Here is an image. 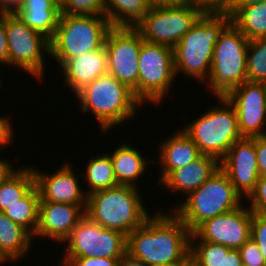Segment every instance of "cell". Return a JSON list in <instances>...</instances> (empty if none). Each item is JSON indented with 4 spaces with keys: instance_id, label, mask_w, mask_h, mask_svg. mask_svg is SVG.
<instances>
[{
    "instance_id": "obj_19",
    "label": "cell",
    "mask_w": 266,
    "mask_h": 266,
    "mask_svg": "<svg viewBox=\"0 0 266 266\" xmlns=\"http://www.w3.org/2000/svg\"><path fill=\"white\" fill-rule=\"evenodd\" d=\"M107 63L105 45L95 51L72 57L59 69L62 71L63 84L75 95L87 84L107 73Z\"/></svg>"
},
{
    "instance_id": "obj_22",
    "label": "cell",
    "mask_w": 266,
    "mask_h": 266,
    "mask_svg": "<svg viewBox=\"0 0 266 266\" xmlns=\"http://www.w3.org/2000/svg\"><path fill=\"white\" fill-rule=\"evenodd\" d=\"M120 143V145L114 147L113 152H109L117 183L139 188L140 183L138 181H141L140 179L143 178L145 173L148 174V165L155 164L154 160L147 159L143 152L141 153L139 149L130 145V142L123 141V143Z\"/></svg>"
},
{
    "instance_id": "obj_23",
    "label": "cell",
    "mask_w": 266,
    "mask_h": 266,
    "mask_svg": "<svg viewBox=\"0 0 266 266\" xmlns=\"http://www.w3.org/2000/svg\"><path fill=\"white\" fill-rule=\"evenodd\" d=\"M14 13L50 40L61 16L60 0H23Z\"/></svg>"
},
{
    "instance_id": "obj_29",
    "label": "cell",
    "mask_w": 266,
    "mask_h": 266,
    "mask_svg": "<svg viewBox=\"0 0 266 266\" xmlns=\"http://www.w3.org/2000/svg\"><path fill=\"white\" fill-rule=\"evenodd\" d=\"M39 203L40 194L35 185L21 200L3 213L34 236L39 223Z\"/></svg>"
},
{
    "instance_id": "obj_8",
    "label": "cell",
    "mask_w": 266,
    "mask_h": 266,
    "mask_svg": "<svg viewBox=\"0 0 266 266\" xmlns=\"http://www.w3.org/2000/svg\"><path fill=\"white\" fill-rule=\"evenodd\" d=\"M111 28L105 16L61 14L54 36L49 40V56L60 69L68 59L103 47Z\"/></svg>"
},
{
    "instance_id": "obj_34",
    "label": "cell",
    "mask_w": 266,
    "mask_h": 266,
    "mask_svg": "<svg viewBox=\"0 0 266 266\" xmlns=\"http://www.w3.org/2000/svg\"><path fill=\"white\" fill-rule=\"evenodd\" d=\"M239 252L242 264L247 266H266L259 246L251 238L239 249Z\"/></svg>"
},
{
    "instance_id": "obj_38",
    "label": "cell",
    "mask_w": 266,
    "mask_h": 266,
    "mask_svg": "<svg viewBox=\"0 0 266 266\" xmlns=\"http://www.w3.org/2000/svg\"><path fill=\"white\" fill-rule=\"evenodd\" d=\"M255 149L260 177L266 178V137H255Z\"/></svg>"
},
{
    "instance_id": "obj_17",
    "label": "cell",
    "mask_w": 266,
    "mask_h": 266,
    "mask_svg": "<svg viewBox=\"0 0 266 266\" xmlns=\"http://www.w3.org/2000/svg\"><path fill=\"white\" fill-rule=\"evenodd\" d=\"M220 168L228 175L235 190L247 199L255 190L260 177L255 137L237 140L220 161Z\"/></svg>"
},
{
    "instance_id": "obj_1",
    "label": "cell",
    "mask_w": 266,
    "mask_h": 266,
    "mask_svg": "<svg viewBox=\"0 0 266 266\" xmlns=\"http://www.w3.org/2000/svg\"><path fill=\"white\" fill-rule=\"evenodd\" d=\"M153 213L127 236V250L147 266H182L189 260L191 231L169 208Z\"/></svg>"
},
{
    "instance_id": "obj_32",
    "label": "cell",
    "mask_w": 266,
    "mask_h": 266,
    "mask_svg": "<svg viewBox=\"0 0 266 266\" xmlns=\"http://www.w3.org/2000/svg\"><path fill=\"white\" fill-rule=\"evenodd\" d=\"M106 0H60L61 14L105 16Z\"/></svg>"
},
{
    "instance_id": "obj_46",
    "label": "cell",
    "mask_w": 266,
    "mask_h": 266,
    "mask_svg": "<svg viewBox=\"0 0 266 266\" xmlns=\"http://www.w3.org/2000/svg\"><path fill=\"white\" fill-rule=\"evenodd\" d=\"M151 6H178L193 0H148Z\"/></svg>"
},
{
    "instance_id": "obj_42",
    "label": "cell",
    "mask_w": 266,
    "mask_h": 266,
    "mask_svg": "<svg viewBox=\"0 0 266 266\" xmlns=\"http://www.w3.org/2000/svg\"><path fill=\"white\" fill-rule=\"evenodd\" d=\"M264 1L266 0H232L231 3L222 12L232 17L240 8Z\"/></svg>"
},
{
    "instance_id": "obj_37",
    "label": "cell",
    "mask_w": 266,
    "mask_h": 266,
    "mask_svg": "<svg viewBox=\"0 0 266 266\" xmlns=\"http://www.w3.org/2000/svg\"><path fill=\"white\" fill-rule=\"evenodd\" d=\"M67 266H119V258H74Z\"/></svg>"
},
{
    "instance_id": "obj_27",
    "label": "cell",
    "mask_w": 266,
    "mask_h": 266,
    "mask_svg": "<svg viewBox=\"0 0 266 266\" xmlns=\"http://www.w3.org/2000/svg\"><path fill=\"white\" fill-rule=\"evenodd\" d=\"M150 7L148 0H106L105 17L112 27H135Z\"/></svg>"
},
{
    "instance_id": "obj_7",
    "label": "cell",
    "mask_w": 266,
    "mask_h": 266,
    "mask_svg": "<svg viewBox=\"0 0 266 266\" xmlns=\"http://www.w3.org/2000/svg\"><path fill=\"white\" fill-rule=\"evenodd\" d=\"M249 40L230 22L215 44L212 66L206 84L215 97H226L247 81V50Z\"/></svg>"
},
{
    "instance_id": "obj_40",
    "label": "cell",
    "mask_w": 266,
    "mask_h": 266,
    "mask_svg": "<svg viewBox=\"0 0 266 266\" xmlns=\"http://www.w3.org/2000/svg\"><path fill=\"white\" fill-rule=\"evenodd\" d=\"M242 260L239 250L230 249L222 245V262L221 266H241Z\"/></svg>"
},
{
    "instance_id": "obj_11",
    "label": "cell",
    "mask_w": 266,
    "mask_h": 266,
    "mask_svg": "<svg viewBox=\"0 0 266 266\" xmlns=\"http://www.w3.org/2000/svg\"><path fill=\"white\" fill-rule=\"evenodd\" d=\"M61 245L64 254L58 266H67L74 258H120L127 250V236L85 215Z\"/></svg>"
},
{
    "instance_id": "obj_30",
    "label": "cell",
    "mask_w": 266,
    "mask_h": 266,
    "mask_svg": "<svg viewBox=\"0 0 266 266\" xmlns=\"http://www.w3.org/2000/svg\"><path fill=\"white\" fill-rule=\"evenodd\" d=\"M247 81L266 83V36L249 41Z\"/></svg>"
},
{
    "instance_id": "obj_45",
    "label": "cell",
    "mask_w": 266,
    "mask_h": 266,
    "mask_svg": "<svg viewBox=\"0 0 266 266\" xmlns=\"http://www.w3.org/2000/svg\"><path fill=\"white\" fill-rule=\"evenodd\" d=\"M23 0H0V13H14Z\"/></svg>"
},
{
    "instance_id": "obj_3",
    "label": "cell",
    "mask_w": 266,
    "mask_h": 266,
    "mask_svg": "<svg viewBox=\"0 0 266 266\" xmlns=\"http://www.w3.org/2000/svg\"><path fill=\"white\" fill-rule=\"evenodd\" d=\"M231 22L224 12L206 11L173 48L174 70L204 83L210 74L213 52L220 33Z\"/></svg>"
},
{
    "instance_id": "obj_18",
    "label": "cell",
    "mask_w": 266,
    "mask_h": 266,
    "mask_svg": "<svg viewBox=\"0 0 266 266\" xmlns=\"http://www.w3.org/2000/svg\"><path fill=\"white\" fill-rule=\"evenodd\" d=\"M86 206L40 201L39 223L33 238L55 241L60 245L85 216ZM58 242V243H57Z\"/></svg>"
},
{
    "instance_id": "obj_2",
    "label": "cell",
    "mask_w": 266,
    "mask_h": 266,
    "mask_svg": "<svg viewBox=\"0 0 266 266\" xmlns=\"http://www.w3.org/2000/svg\"><path fill=\"white\" fill-rule=\"evenodd\" d=\"M74 96L80 103L83 115L87 112L94 115L101 134L110 133L116 125L121 126L136 118L138 110L144 108L133 90L108 72L87 84Z\"/></svg>"
},
{
    "instance_id": "obj_31",
    "label": "cell",
    "mask_w": 266,
    "mask_h": 266,
    "mask_svg": "<svg viewBox=\"0 0 266 266\" xmlns=\"http://www.w3.org/2000/svg\"><path fill=\"white\" fill-rule=\"evenodd\" d=\"M189 259L197 266H221L222 245L208 241H190Z\"/></svg>"
},
{
    "instance_id": "obj_21",
    "label": "cell",
    "mask_w": 266,
    "mask_h": 266,
    "mask_svg": "<svg viewBox=\"0 0 266 266\" xmlns=\"http://www.w3.org/2000/svg\"><path fill=\"white\" fill-rule=\"evenodd\" d=\"M176 132L164 138L159 144L157 154L160 174L158 181L161 182L172 170L181 168L198 159L202 154L194 142L178 128ZM162 167V168H161Z\"/></svg>"
},
{
    "instance_id": "obj_14",
    "label": "cell",
    "mask_w": 266,
    "mask_h": 266,
    "mask_svg": "<svg viewBox=\"0 0 266 266\" xmlns=\"http://www.w3.org/2000/svg\"><path fill=\"white\" fill-rule=\"evenodd\" d=\"M247 201L228 213L204 221L193 233L190 241H208L239 250L251 236L253 213Z\"/></svg>"
},
{
    "instance_id": "obj_25",
    "label": "cell",
    "mask_w": 266,
    "mask_h": 266,
    "mask_svg": "<svg viewBox=\"0 0 266 266\" xmlns=\"http://www.w3.org/2000/svg\"><path fill=\"white\" fill-rule=\"evenodd\" d=\"M86 163L85 171L81 176L85 180L86 195H90L100 190H106L118 186L114 175L113 163L108 152H100L97 155H91ZM88 187V188H87Z\"/></svg>"
},
{
    "instance_id": "obj_48",
    "label": "cell",
    "mask_w": 266,
    "mask_h": 266,
    "mask_svg": "<svg viewBox=\"0 0 266 266\" xmlns=\"http://www.w3.org/2000/svg\"><path fill=\"white\" fill-rule=\"evenodd\" d=\"M0 78H2V77L0 76ZM1 82H3V81H2V79H0V88H1V85H2V83H1Z\"/></svg>"
},
{
    "instance_id": "obj_47",
    "label": "cell",
    "mask_w": 266,
    "mask_h": 266,
    "mask_svg": "<svg viewBox=\"0 0 266 266\" xmlns=\"http://www.w3.org/2000/svg\"><path fill=\"white\" fill-rule=\"evenodd\" d=\"M182 266H197V265L189 259V260H188L185 264H183Z\"/></svg>"
},
{
    "instance_id": "obj_33",
    "label": "cell",
    "mask_w": 266,
    "mask_h": 266,
    "mask_svg": "<svg viewBox=\"0 0 266 266\" xmlns=\"http://www.w3.org/2000/svg\"><path fill=\"white\" fill-rule=\"evenodd\" d=\"M248 208L254 214H259L266 217V178L259 177L255 190L247 199Z\"/></svg>"
},
{
    "instance_id": "obj_5",
    "label": "cell",
    "mask_w": 266,
    "mask_h": 266,
    "mask_svg": "<svg viewBox=\"0 0 266 266\" xmlns=\"http://www.w3.org/2000/svg\"><path fill=\"white\" fill-rule=\"evenodd\" d=\"M186 199L172 206V211L193 233L204 221L240 207L242 196L231 184L228 175L218 170Z\"/></svg>"
},
{
    "instance_id": "obj_43",
    "label": "cell",
    "mask_w": 266,
    "mask_h": 266,
    "mask_svg": "<svg viewBox=\"0 0 266 266\" xmlns=\"http://www.w3.org/2000/svg\"><path fill=\"white\" fill-rule=\"evenodd\" d=\"M119 266H147L143 260L126 250L119 258Z\"/></svg>"
},
{
    "instance_id": "obj_6",
    "label": "cell",
    "mask_w": 266,
    "mask_h": 266,
    "mask_svg": "<svg viewBox=\"0 0 266 266\" xmlns=\"http://www.w3.org/2000/svg\"><path fill=\"white\" fill-rule=\"evenodd\" d=\"M213 105L181 129L194 142L202 155L215 157L219 162L230 147L242 138L237 113L226 97H215Z\"/></svg>"
},
{
    "instance_id": "obj_26",
    "label": "cell",
    "mask_w": 266,
    "mask_h": 266,
    "mask_svg": "<svg viewBox=\"0 0 266 266\" xmlns=\"http://www.w3.org/2000/svg\"><path fill=\"white\" fill-rule=\"evenodd\" d=\"M25 167V168H24ZM35 186L32 167L20 166L0 184V212L21 200Z\"/></svg>"
},
{
    "instance_id": "obj_28",
    "label": "cell",
    "mask_w": 266,
    "mask_h": 266,
    "mask_svg": "<svg viewBox=\"0 0 266 266\" xmlns=\"http://www.w3.org/2000/svg\"><path fill=\"white\" fill-rule=\"evenodd\" d=\"M231 23L250 41L266 36V1L240 8Z\"/></svg>"
},
{
    "instance_id": "obj_10",
    "label": "cell",
    "mask_w": 266,
    "mask_h": 266,
    "mask_svg": "<svg viewBox=\"0 0 266 266\" xmlns=\"http://www.w3.org/2000/svg\"><path fill=\"white\" fill-rule=\"evenodd\" d=\"M138 62V100L144 107L147 103L157 107L174 86L173 48L143 41Z\"/></svg>"
},
{
    "instance_id": "obj_39",
    "label": "cell",
    "mask_w": 266,
    "mask_h": 266,
    "mask_svg": "<svg viewBox=\"0 0 266 266\" xmlns=\"http://www.w3.org/2000/svg\"><path fill=\"white\" fill-rule=\"evenodd\" d=\"M0 64L8 67V40L5 28V13H0Z\"/></svg>"
},
{
    "instance_id": "obj_16",
    "label": "cell",
    "mask_w": 266,
    "mask_h": 266,
    "mask_svg": "<svg viewBox=\"0 0 266 266\" xmlns=\"http://www.w3.org/2000/svg\"><path fill=\"white\" fill-rule=\"evenodd\" d=\"M35 175V185L40 194V201L55 203L74 204L87 206V195L79 183L82 179L78 177L70 161L60 165L52 173L42 172L32 166ZM35 168V169H34ZM80 178V180H79Z\"/></svg>"
},
{
    "instance_id": "obj_44",
    "label": "cell",
    "mask_w": 266,
    "mask_h": 266,
    "mask_svg": "<svg viewBox=\"0 0 266 266\" xmlns=\"http://www.w3.org/2000/svg\"><path fill=\"white\" fill-rule=\"evenodd\" d=\"M9 157L7 159L0 157V184L10 175L15 169Z\"/></svg>"
},
{
    "instance_id": "obj_20",
    "label": "cell",
    "mask_w": 266,
    "mask_h": 266,
    "mask_svg": "<svg viewBox=\"0 0 266 266\" xmlns=\"http://www.w3.org/2000/svg\"><path fill=\"white\" fill-rule=\"evenodd\" d=\"M219 167L220 162L215 157L201 155L188 165L172 170L159 184L169 192L172 191L171 194L177 192L187 197L201 187Z\"/></svg>"
},
{
    "instance_id": "obj_36",
    "label": "cell",
    "mask_w": 266,
    "mask_h": 266,
    "mask_svg": "<svg viewBox=\"0 0 266 266\" xmlns=\"http://www.w3.org/2000/svg\"><path fill=\"white\" fill-rule=\"evenodd\" d=\"M8 116L0 115V153L5 150V147L14 143L13 137L15 130L13 128L12 119ZM14 132V133H13Z\"/></svg>"
},
{
    "instance_id": "obj_24",
    "label": "cell",
    "mask_w": 266,
    "mask_h": 266,
    "mask_svg": "<svg viewBox=\"0 0 266 266\" xmlns=\"http://www.w3.org/2000/svg\"><path fill=\"white\" fill-rule=\"evenodd\" d=\"M32 238L25 228L0 212V266L22 261L31 251Z\"/></svg>"
},
{
    "instance_id": "obj_13",
    "label": "cell",
    "mask_w": 266,
    "mask_h": 266,
    "mask_svg": "<svg viewBox=\"0 0 266 266\" xmlns=\"http://www.w3.org/2000/svg\"><path fill=\"white\" fill-rule=\"evenodd\" d=\"M143 41L135 27H112L105 40L107 72L133 90L137 99L138 59Z\"/></svg>"
},
{
    "instance_id": "obj_35",
    "label": "cell",
    "mask_w": 266,
    "mask_h": 266,
    "mask_svg": "<svg viewBox=\"0 0 266 266\" xmlns=\"http://www.w3.org/2000/svg\"><path fill=\"white\" fill-rule=\"evenodd\" d=\"M250 238L259 246L266 262V217L253 213Z\"/></svg>"
},
{
    "instance_id": "obj_15",
    "label": "cell",
    "mask_w": 266,
    "mask_h": 266,
    "mask_svg": "<svg viewBox=\"0 0 266 266\" xmlns=\"http://www.w3.org/2000/svg\"><path fill=\"white\" fill-rule=\"evenodd\" d=\"M226 98L236 110L241 136H263L266 130V83L246 81Z\"/></svg>"
},
{
    "instance_id": "obj_41",
    "label": "cell",
    "mask_w": 266,
    "mask_h": 266,
    "mask_svg": "<svg viewBox=\"0 0 266 266\" xmlns=\"http://www.w3.org/2000/svg\"><path fill=\"white\" fill-rule=\"evenodd\" d=\"M232 0H193L205 11L222 12Z\"/></svg>"
},
{
    "instance_id": "obj_4",
    "label": "cell",
    "mask_w": 266,
    "mask_h": 266,
    "mask_svg": "<svg viewBox=\"0 0 266 266\" xmlns=\"http://www.w3.org/2000/svg\"><path fill=\"white\" fill-rule=\"evenodd\" d=\"M140 193L139 188L129 185L94 192L87 196L85 215L104 228L128 236L151 215Z\"/></svg>"
},
{
    "instance_id": "obj_12",
    "label": "cell",
    "mask_w": 266,
    "mask_h": 266,
    "mask_svg": "<svg viewBox=\"0 0 266 266\" xmlns=\"http://www.w3.org/2000/svg\"><path fill=\"white\" fill-rule=\"evenodd\" d=\"M206 11L195 2L151 6L135 26L144 41L174 48Z\"/></svg>"
},
{
    "instance_id": "obj_9",
    "label": "cell",
    "mask_w": 266,
    "mask_h": 266,
    "mask_svg": "<svg viewBox=\"0 0 266 266\" xmlns=\"http://www.w3.org/2000/svg\"><path fill=\"white\" fill-rule=\"evenodd\" d=\"M8 40V66L21 69L42 82L46 72L45 59L50 54L49 39L31 29L15 13H5Z\"/></svg>"
}]
</instances>
